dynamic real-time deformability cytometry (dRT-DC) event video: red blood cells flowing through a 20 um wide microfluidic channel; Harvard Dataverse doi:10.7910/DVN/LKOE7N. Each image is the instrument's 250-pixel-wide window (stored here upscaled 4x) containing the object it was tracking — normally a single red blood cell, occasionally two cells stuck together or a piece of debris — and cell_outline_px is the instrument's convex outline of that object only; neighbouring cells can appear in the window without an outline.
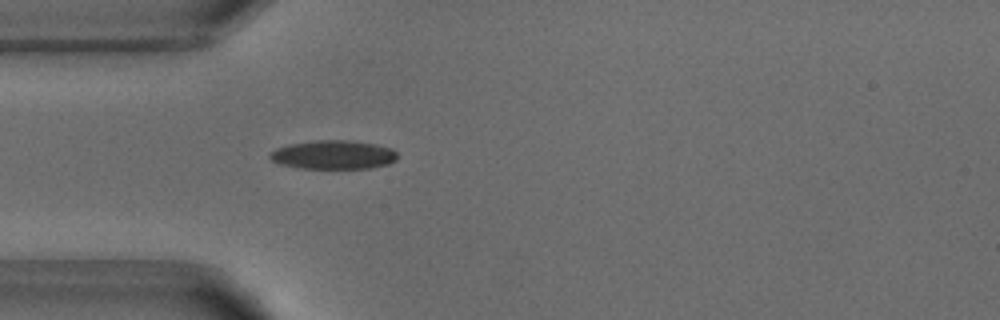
{"species": "common noctule bat (a hibernating species)", "species_latin": "Nyctalus noctula", "temperature_condition": "warm", "stored_images_in_passage": 50, "camera_frame_rate_fps": 3000, "um_per_image_px": 0.085, "animal": {"sex": "male", "body_mass_g": 18.8}, "frame": {"image": 1, "passage_image": 13, "time_ms": 4.0, "image_size_px": [1000, 320], "cell_outline_px": [[396, 160], [388, 164], [372, 168], [296, 168], [280, 164], [272, 160], [268, 156], [268, 152], [276, 148], [288, 144], [316, 140], [352, 140], [376, 144], [392, 148], [396, 152]], "centroid_in_image_um": [28.31, 13.15], "position_along_channel_um": 56.7, "area_um2": 21.62}}
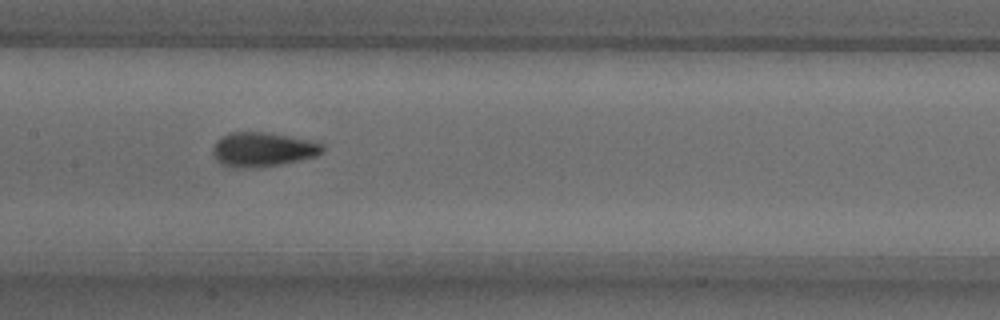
{"frame": {"image": 2, "passage_image": 23, "time_ms": 7.333, "image_size_px": [1000, 320], "cell_outline_px": [[324, 152], [316, 156], [280, 164], [256, 168], [228, 168], [220, 164], [216, 160], [212, 152], [212, 148], [216, 140], [228, 132], [268, 132], [316, 140], [324, 144]], "centroid_in_image_um": [22.33, 12.7], "position_along_channel_um": 185.1, "area_um2": 22.6}}
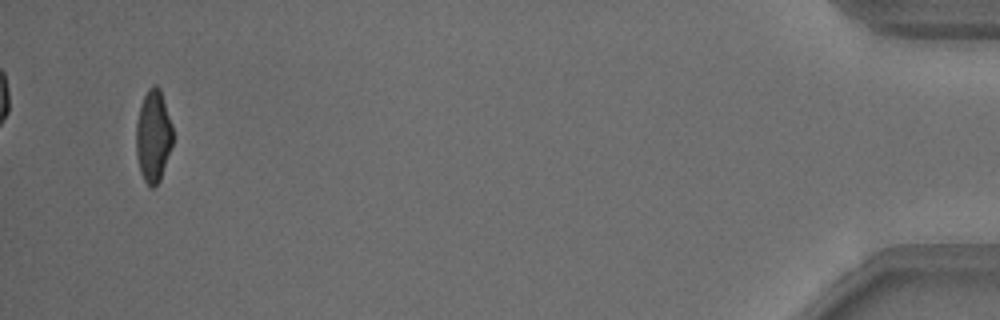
{"frame": {"image": 3, "passage_image": 48, "time_ms": 15.667, "image_size_px": [1000, 320], "cell_outline_px": [[172, 144], [160, 180], [152, 188], [144, 180], [140, 172], [136, 156], [136, 120], [140, 104], [148, 88], [156, 84], [160, 88], [172, 124]], "centroid_in_image_um": [13.01, 11.54], "position_along_channel_um": 422.2, "area_um2": 19.71}, "authors_computed_cell_mechanics": {"area_um2": 20.6924, "velocity_mm_per_s": 3.8937, "shape_relaxation_time_tau1_ms": 3.6643, "shape_relaxation_time_tau2_ms": 1.182, "deformation_change_tau1": 0.1538, "deformation_change_tau2": 0.0658}}